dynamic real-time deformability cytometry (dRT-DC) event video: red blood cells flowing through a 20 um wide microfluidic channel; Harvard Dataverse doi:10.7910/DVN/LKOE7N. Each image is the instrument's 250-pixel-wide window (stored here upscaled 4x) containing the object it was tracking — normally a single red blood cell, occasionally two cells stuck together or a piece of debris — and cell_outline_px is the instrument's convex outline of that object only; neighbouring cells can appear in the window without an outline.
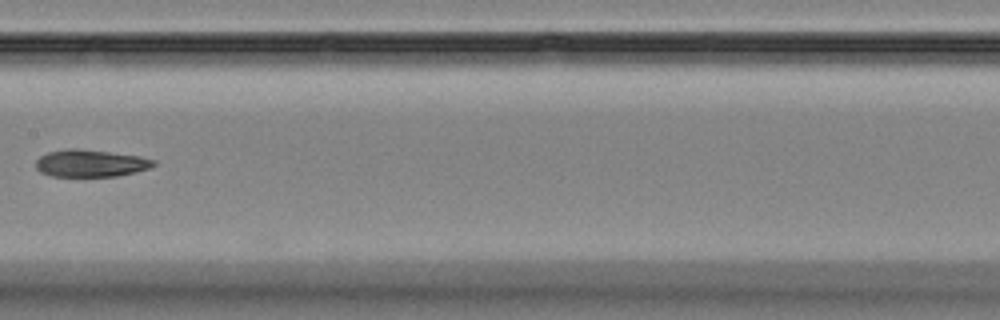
{"species": "Egyptian fruit bat (a non-hibernating species)", "species_latin": "Rousettus aegyptiacus", "temperature_condition": "room temperature", "stored_images_in_passage": 9, "camera_frame_rate_fps": 3000, "um_per_image_px": 0.085, "animal": {"sex": "female"}, "frame": {"image": 1, "passage_image": 9, "time_ms": 10.667, "image_size_px": [1000, 320], "cell_outline_px": [[156, 164], [148, 168], [136, 172], [116, 176], [52, 176], [40, 172], [36, 168], [36, 160], [40, 156], [48, 152], [68, 148], [76, 148], [108, 152], [136, 156], [156, 160]], "centroid_in_image_um": [7.67, 13.88], "position_along_channel_um": 199.7, "area_um2": 18.5}}